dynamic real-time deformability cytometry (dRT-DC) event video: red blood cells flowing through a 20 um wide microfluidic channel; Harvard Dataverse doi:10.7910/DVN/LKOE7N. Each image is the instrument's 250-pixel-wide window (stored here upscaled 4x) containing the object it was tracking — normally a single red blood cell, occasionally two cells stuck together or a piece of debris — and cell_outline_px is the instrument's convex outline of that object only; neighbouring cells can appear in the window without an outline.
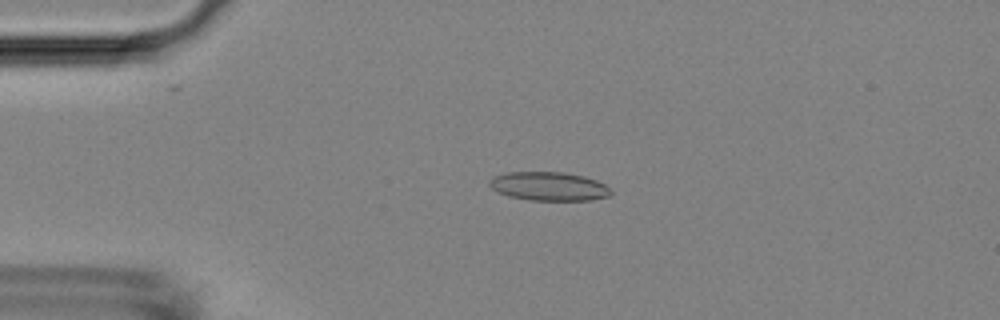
{"species": "Egyptian fruit bat (a non-hibernating species)", "species_latin": "Rousettus aegyptiacus", "temperature_condition": "room temperature", "stored_images_in_passage": 52, "camera_frame_rate_fps": 3000, "um_per_image_px": 0.085, "animal": {"sex": "female"}, "frame": {"image": 1, "passage_image": 11, "time_ms": 3.333, "image_size_px": [1000, 320], "cell_outline_px": [[612, 192], [608, 196], [592, 200], [532, 200], [508, 196], [496, 192], [488, 184], [488, 180], [492, 176], [504, 172], [564, 172], [584, 176], [596, 180], [604, 184]], "centroid_in_image_um": [46.6, 15.83], "position_along_channel_um": 38.4, "area_um2": 20.46}}
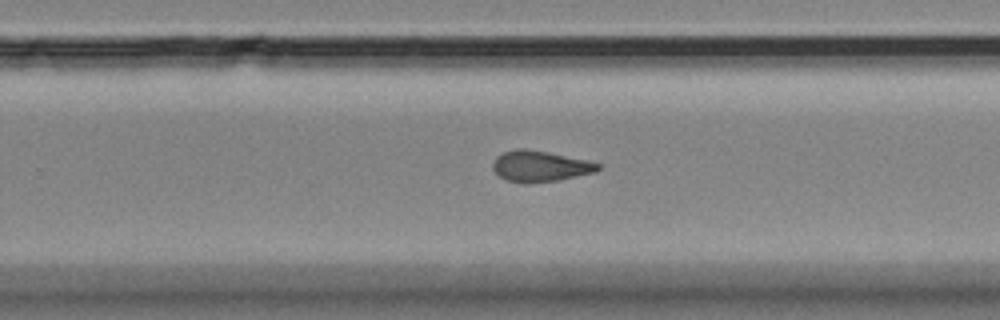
{"frame": {"image": 2, "passage_image": 33, "time_ms": 10.667, "image_size_px": [1000, 320], "cell_outline_px": [[600, 168], [596, 172], [560, 180], [524, 184], [508, 180], [500, 176], [492, 168], [492, 164], [496, 156], [504, 152], [516, 148], [524, 148], [548, 152], [588, 160], [600, 164]], "centroid_in_image_um": [45.91, 14.13], "position_along_channel_um": 283.9, "area_um2": 19.07}}
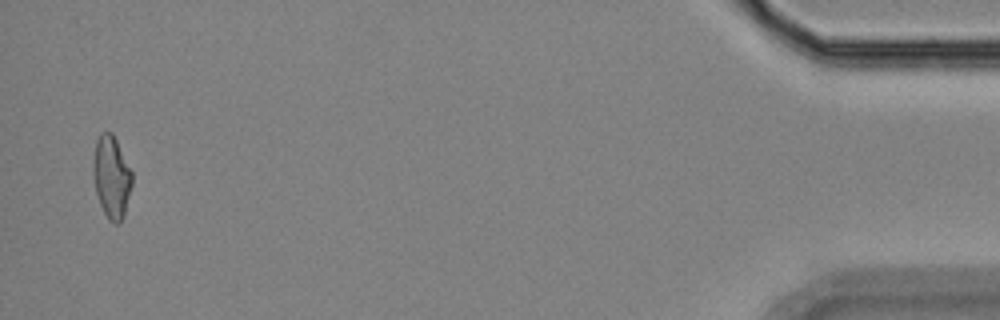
{"frame": {"image": 3, "passage_image": 51, "time_ms": 16.667, "image_size_px": [1000, 320], "cell_outline_px": [[132, 184], [124, 216], [120, 224], [116, 224], [108, 220], [100, 204], [96, 192], [92, 176], [92, 160], [96, 140], [100, 132], [112, 132], [132, 172]], "centroid_in_image_um": [9.46, 15.05], "position_along_channel_um": 425.7, "area_um2": 18.84}, "authors_computed_cell_mechanics": {"area_um2": 18.9584, "velocity_mm_per_s": 3.7471, "shape_relaxation_time_tau1_ms": null, "shape_relaxation_time_tau2_ms": 3.7912, "deformation_change_tau1": null, "deformation_change_tau2": 0.1277}}